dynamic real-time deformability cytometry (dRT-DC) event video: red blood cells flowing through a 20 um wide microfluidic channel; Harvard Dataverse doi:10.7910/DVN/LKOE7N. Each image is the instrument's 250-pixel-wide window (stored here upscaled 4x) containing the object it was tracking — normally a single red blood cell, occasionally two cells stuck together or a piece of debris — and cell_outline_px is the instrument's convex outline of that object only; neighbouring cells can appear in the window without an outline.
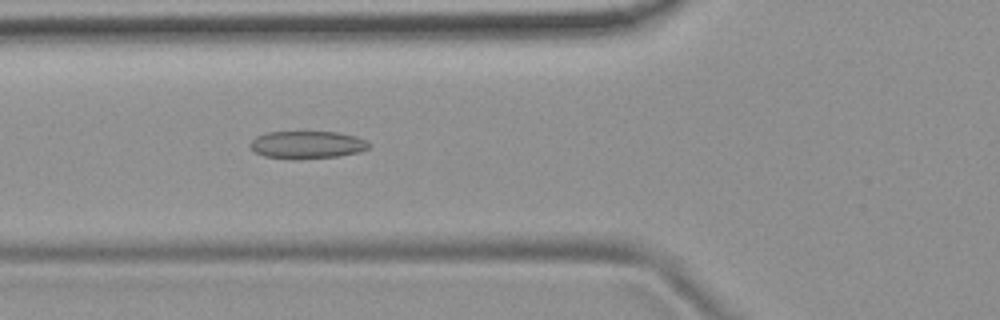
{"species": "common noctule bat (a hibernating species)", "species_latin": "Nyctalus noctula", "temperature_condition": "room temperature", "stored_images_in_passage": 53, "camera_frame_rate_fps": 3000, "um_per_image_px": 0.085, "animal": {"sex": "female", "body_mass_g": 19.9}, "frame": {"image": 1, "passage_image": 19, "time_ms": 6.0, "image_size_px": [1000, 320], "cell_outline_px": [[372, 144], [368, 148], [360, 152], [340, 156], [296, 160], [292, 160], [264, 156], [256, 152], [252, 148], [252, 140], [256, 136], [268, 132], [336, 132], [356, 136]], "centroid_in_image_um": [26.14, 12.32], "position_along_channel_um": 99.7, "area_um2": 19.19}}
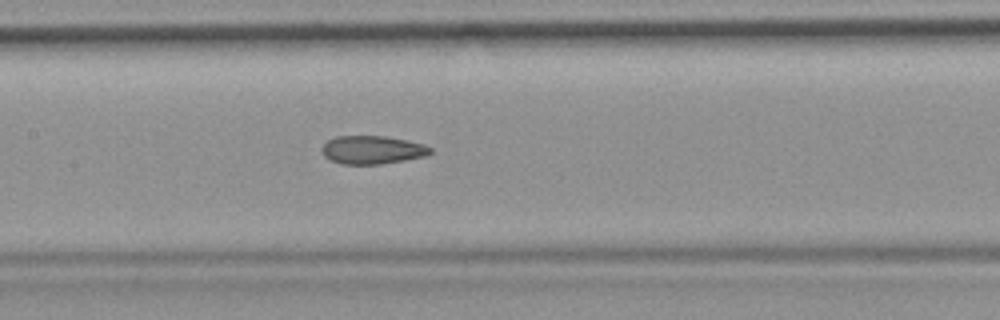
{"frame": {"image": 2, "passage_image": 25, "time_ms": 8.0, "image_size_px": [1000, 320], "cell_outline_px": [[432, 152], [428, 156], [380, 164], [340, 164], [328, 160], [324, 156], [320, 148], [328, 140], [336, 136], [384, 136], [408, 140], [424, 144], [432, 148]], "centroid_in_image_um": [31.64, 12.74], "position_along_channel_um": 175.8, "area_um2": 18.09}}
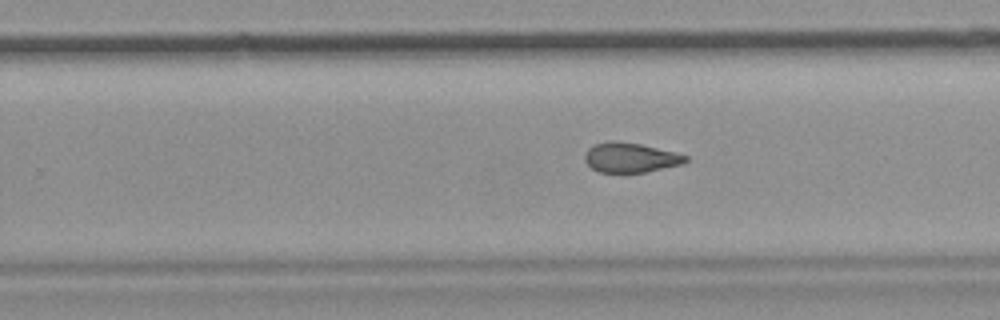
{"frame": {"image": 3, "passage_image": 33, "time_ms": 10.667, "image_size_px": [1000, 320], "cell_outline_px": [[688, 160], [684, 164], [644, 172], [600, 172], [592, 168], [584, 160], [584, 152], [592, 144], [608, 140], [616, 140], [640, 144], [676, 152], [688, 156]], "centroid_in_image_um": [53.57, 13.37], "position_along_channel_um": 276.2, "area_um2": 17.69}, "authors_computed_cell_mechanics": {"area_um2": 19.0162, "velocity_mm_per_s": 3.789, "shape_relaxation_time_tau1_ms": null, "shape_relaxation_time_tau2_ms": 2.4322, "deformation_change_tau1": null, "deformation_change_tau2": 0.0947}}